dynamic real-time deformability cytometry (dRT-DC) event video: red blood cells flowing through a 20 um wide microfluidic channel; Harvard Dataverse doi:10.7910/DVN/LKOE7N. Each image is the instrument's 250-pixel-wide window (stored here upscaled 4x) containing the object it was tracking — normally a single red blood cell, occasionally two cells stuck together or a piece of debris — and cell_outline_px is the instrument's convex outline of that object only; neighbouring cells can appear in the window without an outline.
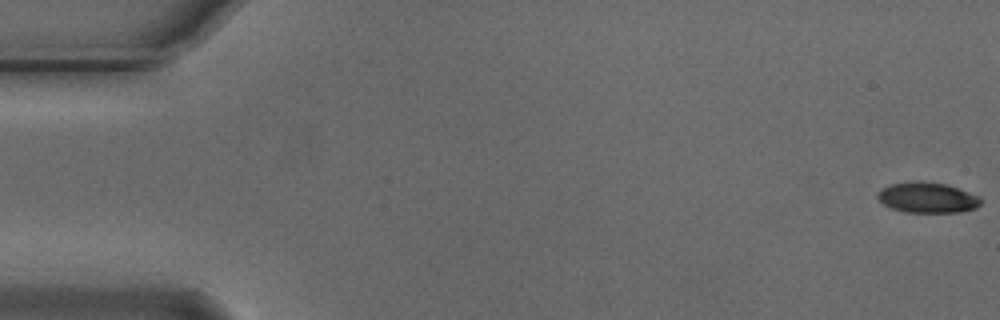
{"species": "Egyptian fruit bat (a non-hibernating species)", "species_latin": "Rousettus aegyptiacus", "temperature_condition": "cold", "stored_images_in_passage": 43, "camera_frame_rate_fps": 3000, "um_per_image_px": 0.085, "animal": {"sex": "male"}, "frame": {"image": 1, "passage_image": 1, "time_ms": 0.0, "image_size_px": [1000, 320], "cell_outline_px": [[984, 200], [976, 208], [960, 212], [904, 212], [892, 208], [884, 204], [876, 196], [884, 188], [892, 184], [916, 180], [920, 180], [944, 184], [980, 196]], "centroid_in_image_um": [78.87, 16.8], "position_along_channel_um": 6.1, "area_um2": 18.21}}
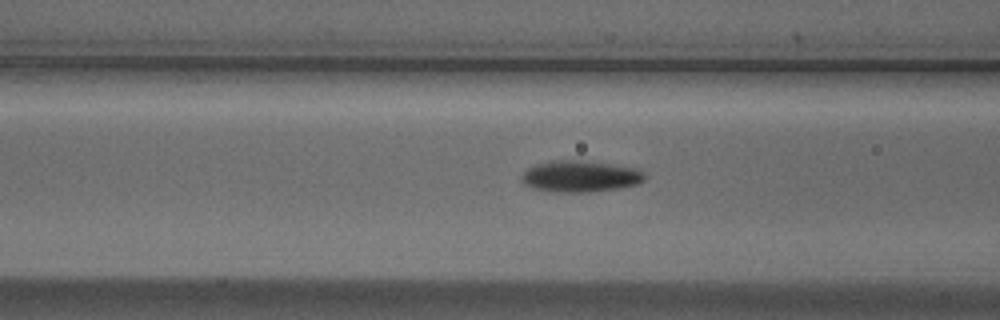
{"frame": {"image": 2, "passage_image": 22, "time_ms": 7.0, "image_size_px": [1000, 320], "cell_outline_px": [[644, 180], [640, 184], [620, 188], [588, 192], [552, 192], [532, 188], [524, 184], [520, 180], [520, 176], [528, 168], [536, 164], [552, 160], [580, 160], [636, 168], [644, 172]], "centroid_in_image_um": [49.29, 15.0], "position_along_channel_um": 117.3, "area_um2": 22.66}}
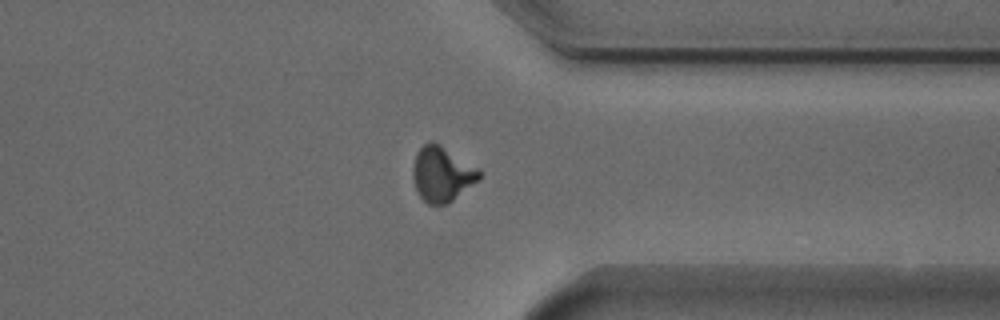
{"frame": {"image": 3, "passage_image": 43, "time_ms": 14.0, "image_size_px": [1000, 320], "cell_outline_px": [[480, 180], [448, 204], [428, 204], [420, 196], [416, 188], [412, 176], [412, 168], [416, 152], [428, 140], [432, 140], [440, 144], [480, 168]], "centroid_in_image_um": [37.58, 14.77], "position_along_channel_um": 373.8, "area_um2": 21.62}, "authors_computed_cell_mechanics": {"area_um2": 20.519, "velocity_mm_per_s": 3.7279, "shape_relaxation_time_tau1_ms": 2.8384, "shape_relaxation_time_tau2_ms": 3.7441, "deformation_change_tau1": 0.131, "deformation_change_tau2": 0.079}}